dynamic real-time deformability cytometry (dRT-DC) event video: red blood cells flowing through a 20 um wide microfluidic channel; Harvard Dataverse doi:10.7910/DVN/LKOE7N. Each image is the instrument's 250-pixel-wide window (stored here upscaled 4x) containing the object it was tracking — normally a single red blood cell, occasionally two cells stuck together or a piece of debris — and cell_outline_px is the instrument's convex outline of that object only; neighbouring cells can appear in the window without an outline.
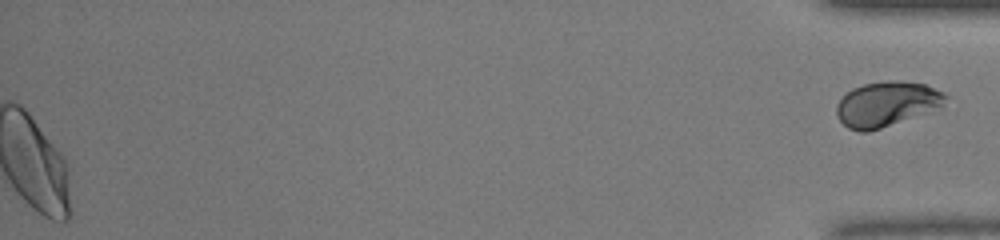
{"species": "human", "species_latin": "Homo sapiens", "temperature_condition": "warm", "stored_images_in_passage": 44, "segment_of_instrument_passage": [2, 2], "camera_frame_rate_fps": 3000, "um_per_image_px": 0.085, "donor": {"sex": "male"}, "frame": {"image": 1, "passage_image": 44, "time_ms": 14.333, "image_size_px": [1000, 240], "cell_outline_px": [[948, 96], [944, 104], [940, 108], [932, 112], [868, 132], [860, 132], [848, 128], [836, 116], [836, 104], [852, 88], [864, 84], [888, 80], [900, 80], [924, 84], [944, 92]], "centroid_in_image_um": [75.4, 8.85], "position_along_channel_um": 359.8, "area_um2": 28.84}}